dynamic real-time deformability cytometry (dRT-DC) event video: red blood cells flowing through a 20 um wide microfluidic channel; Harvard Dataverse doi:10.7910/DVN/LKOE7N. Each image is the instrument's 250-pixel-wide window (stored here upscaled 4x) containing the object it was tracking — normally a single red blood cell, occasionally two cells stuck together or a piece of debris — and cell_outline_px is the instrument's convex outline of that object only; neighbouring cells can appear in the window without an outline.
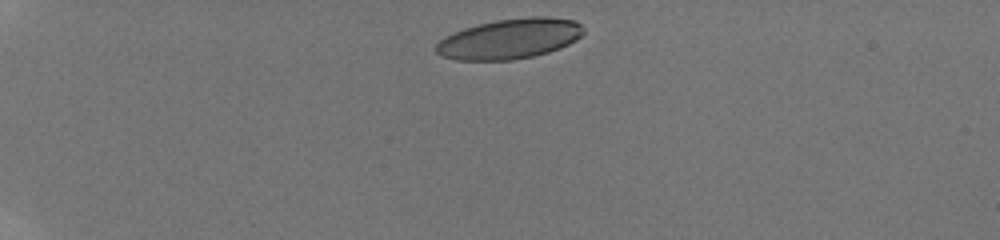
{"species": "human", "species_latin": "Homo sapiens", "temperature_condition": "room temperature", "stored_images_in_passage": 4, "camera_frame_rate_fps": 3000, "um_per_image_px": 0.085, "donor": {"sex": "male"}, "frame": {"image": 1, "passage_image": 1, "time_ms": 0.0, "image_size_px": [1000, 240], "cell_outline_px": [[584, 32], [576, 40], [560, 48], [548, 52], [532, 56], [512, 60], [456, 60], [440, 56], [436, 52], [436, 44], [444, 36], [452, 32], [464, 28], [496, 20], [528, 16], [548, 16], [576, 20], [584, 28]], "centroid_in_image_um": [43.32, 3.29], "position_along_channel_um": 41.7, "area_um2": 34.74}}
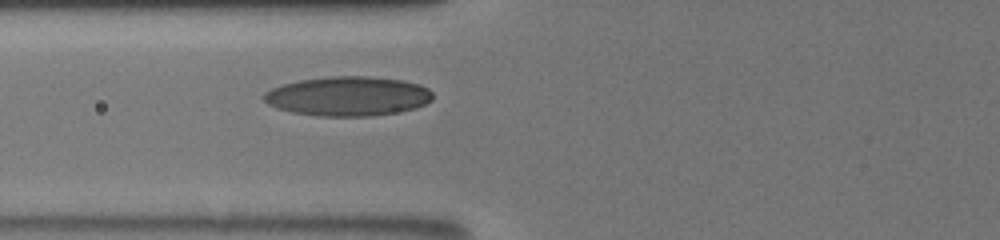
{"frame": {"image": 2, "passage_image": 4, "time_ms": 3.333, "image_size_px": [1000, 240], "cell_outline_px": [[432, 100], [416, 108], [396, 112], [372, 116], [320, 116], [292, 112], [268, 104], [264, 100], [264, 92], [272, 88], [284, 84], [300, 80], [328, 76], [368, 76], [400, 80], [420, 84], [428, 88], [432, 92]], "centroid_in_image_um": [29.6, 8.17], "position_along_channel_um": 96.2, "area_um2": 38.67}}